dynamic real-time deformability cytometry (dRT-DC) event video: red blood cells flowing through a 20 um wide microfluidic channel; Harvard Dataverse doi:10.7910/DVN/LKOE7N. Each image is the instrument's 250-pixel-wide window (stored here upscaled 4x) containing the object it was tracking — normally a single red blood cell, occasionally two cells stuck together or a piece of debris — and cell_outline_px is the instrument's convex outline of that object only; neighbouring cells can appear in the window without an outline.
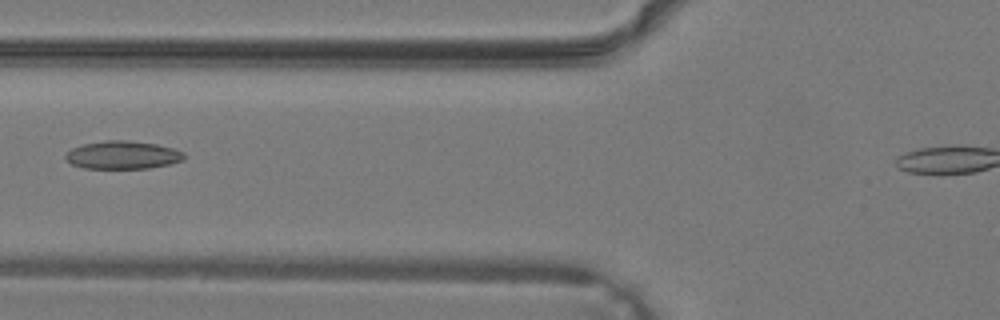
{"species": "common noctule bat (a hibernating species)", "species_latin": "Nyctalus noctula", "temperature_condition": "warm", "stored_images_in_passage": 32, "camera_frame_rate_fps": 3000, "um_per_image_px": 0.085, "animal": {"sex": "male", "body_mass_g": 19.2, "forearm_length_mm": 51.8}, "frame": {"image": 1, "passage_image": 12, "time_ms": 3.667, "image_size_px": [1000, 320], "cell_outline_px": [[184, 160], [168, 164], [148, 168], [84, 168], [72, 164], [64, 156], [72, 148], [84, 144], [104, 140], [128, 140], [156, 144], [172, 148], [184, 152]], "centroid_in_image_um": [10.43, 13.17], "position_along_channel_um": 115.4, "area_um2": 19.19}}
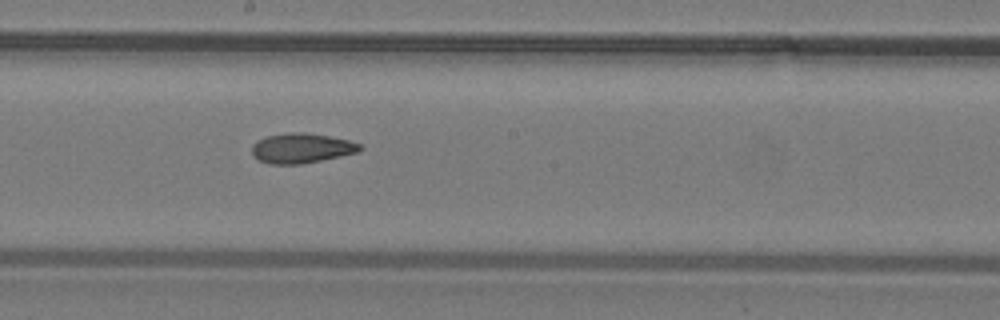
{"frame": {"image": 2, "passage_image": 18, "time_ms": 5.667, "image_size_px": [1000, 320], "cell_outline_px": [[364, 148], [356, 152], [340, 156], [300, 164], [272, 164], [260, 160], [252, 156], [252, 144], [256, 140], [268, 136], [292, 132], [304, 132], [328, 136], [348, 140], [360, 144]], "centroid_in_image_um": [25.6, 12.59], "position_along_channel_um": 222.6, "area_um2": 18.61}}
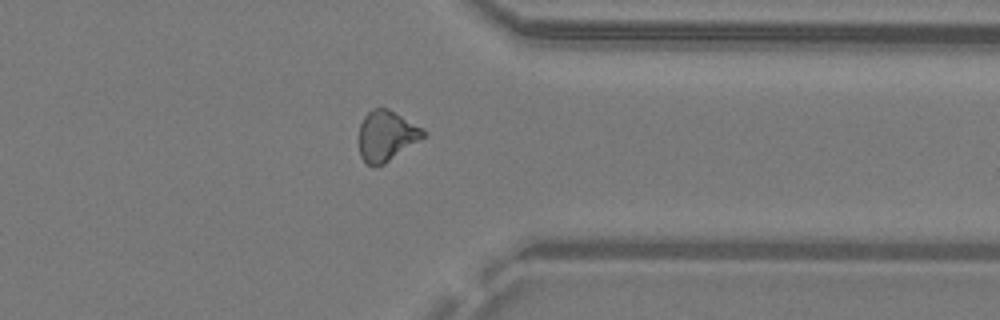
{"frame": {"image": 3, "passage_image": 27, "time_ms": 8.667, "image_size_px": [1000, 320], "cell_outline_px": [[428, 132], [424, 136], [384, 164], [372, 168], [360, 156], [360, 124], [364, 116], [372, 108], [388, 108], [424, 128]], "centroid_in_image_um": [32.85, 11.53], "position_along_channel_um": 378.6, "area_um2": 18.79}}